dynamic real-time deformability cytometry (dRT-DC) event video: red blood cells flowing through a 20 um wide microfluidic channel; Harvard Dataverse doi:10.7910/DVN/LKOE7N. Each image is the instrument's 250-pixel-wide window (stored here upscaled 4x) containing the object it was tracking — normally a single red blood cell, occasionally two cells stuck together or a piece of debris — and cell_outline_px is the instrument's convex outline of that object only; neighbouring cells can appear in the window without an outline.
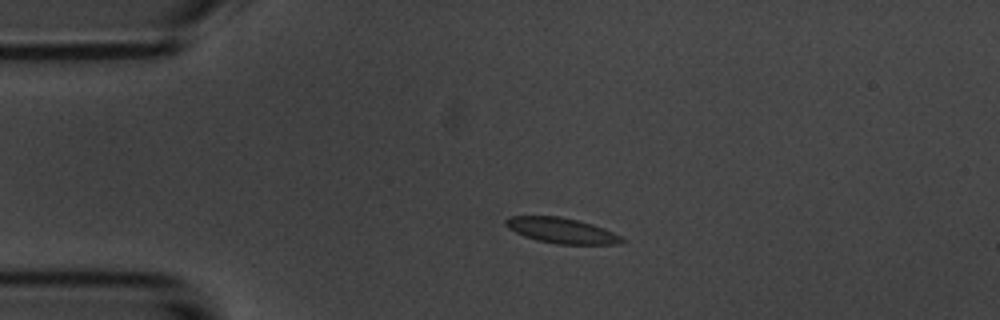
{"species": "common noctule bat (a hibernating species)", "species_latin": "Nyctalus noctula", "temperature_condition": "room temperature", "stored_images_in_passage": 4, "camera_frame_rate_fps": 3000, "um_per_image_px": 0.085, "animal": {"sex": "male", "body_mass_g": 20.1, "forearm_length_mm": 53.5}, "frame": {"image": 1, "passage_image": 3, "time_ms": 2.333, "image_size_px": [1000, 320], "cell_outline_px": [[628, 240], [620, 244], [556, 244], [536, 240], [524, 236], [508, 228], [504, 224], [504, 220], [508, 216], [560, 216], [592, 224], [604, 228]], "centroid_in_image_um": [47.73, 19.6], "position_along_channel_um": 37.3, "area_um2": 17.28}}